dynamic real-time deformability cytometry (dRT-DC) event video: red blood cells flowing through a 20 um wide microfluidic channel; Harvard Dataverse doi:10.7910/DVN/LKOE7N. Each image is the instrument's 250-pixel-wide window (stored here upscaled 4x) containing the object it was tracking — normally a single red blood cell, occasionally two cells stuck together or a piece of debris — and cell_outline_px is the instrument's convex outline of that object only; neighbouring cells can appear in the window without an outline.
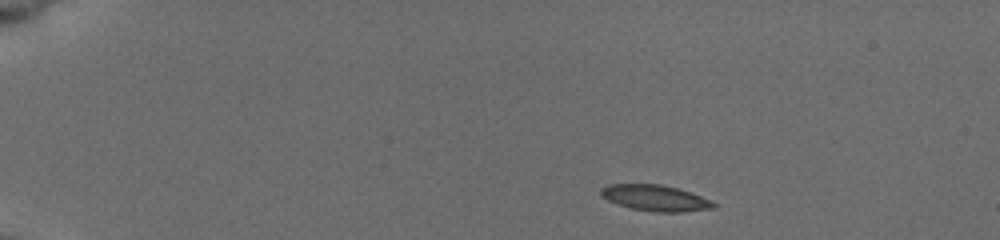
{"species": "common noctule bat (a hibernating species)", "species_latin": "Nyctalus noctula", "temperature_condition": "cold", "stored_images_in_passage": 46, "camera_frame_rate_fps": 3000, "um_per_image_px": 0.085, "animal": {"sex": "female", "body_mass_g": 19.5, "forearm_length_mm": 54.1}, "frame": {"image": 1, "passage_image": 1, "time_ms": 0.0, "image_size_px": [1000, 240], "cell_outline_px": [[716, 208], [680, 212], [656, 212], [632, 208], [616, 204], [600, 196], [600, 188], [608, 184], [660, 184], [676, 188], [712, 200], [716, 204]], "centroid_in_image_um": [55.67, 16.83], "position_along_channel_um": 29.3, "area_um2": 17.05}}
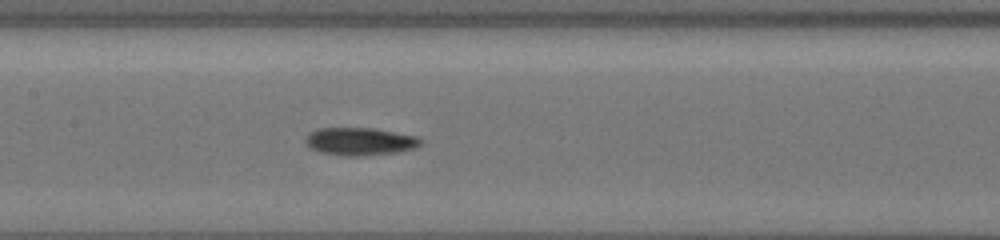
{"frame": {"image": 2, "passage_image": 20, "time_ms": 6.333, "image_size_px": [1000, 240], "cell_outline_px": [[424, 144], [416, 148], [396, 152], [364, 156], [344, 156], [320, 152], [308, 148], [304, 144], [304, 136], [308, 132], [316, 128], [372, 128], [420, 136], [424, 140]], "centroid_in_image_um": [30.59, 12.02], "position_along_channel_um": 176.8, "area_um2": 19.25}}
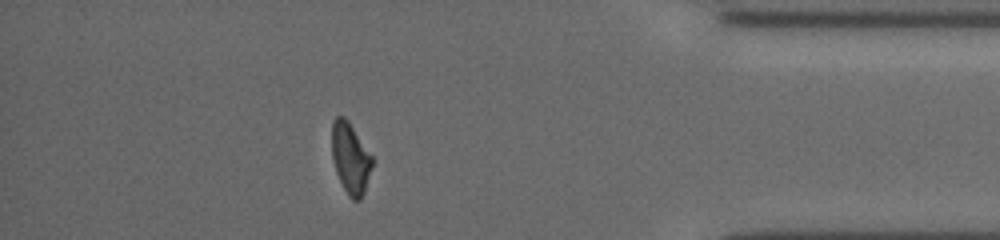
{"frame": {"image": 3, "passage_image": 40, "time_ms": 13.0, "image_size_px": [1000, 240], "cell_outline_px": [[372, 168], [364, 192], [360, 200], [352, 200], [348, 196], [336, 172], [332, 156], [332, 120], [336, 116], [344, 116], [348, 120], [372, 156]], "centroid_in_image_um": [29.78, 13.44], "position_along_channel_um": 405.4, "area_um2": 16.59}, "authors_computed_cell_mechanics": {"area_um2": 17.8602, "velocity_mm_per_s": 3.8607, "shape_relaxation_time_tau1_ms": 5.1325, "shape_relaxation_time_tau2_ms": 7.8417, "deformation_change_tau1": 0.1478, "deformation_change_tau2": 0.1373}}